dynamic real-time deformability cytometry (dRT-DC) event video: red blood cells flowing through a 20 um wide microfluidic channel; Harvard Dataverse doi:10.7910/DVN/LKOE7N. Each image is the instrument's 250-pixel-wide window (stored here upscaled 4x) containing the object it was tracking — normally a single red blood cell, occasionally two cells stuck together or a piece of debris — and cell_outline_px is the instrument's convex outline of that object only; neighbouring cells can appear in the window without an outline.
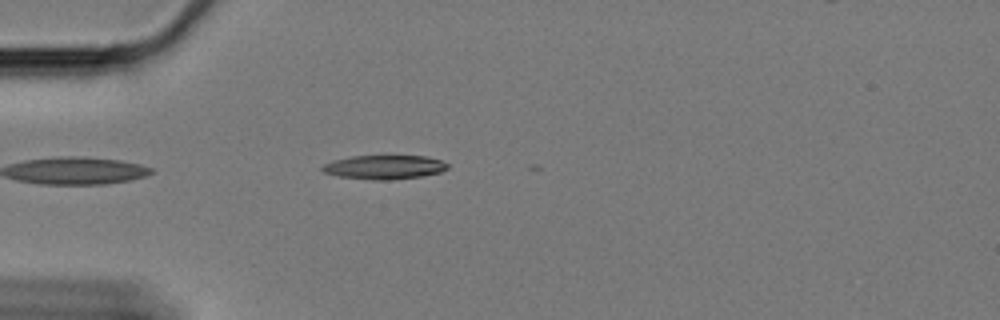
{"species": "Egyptian fruit bat (a non-hibernating species)", "species_latin": "Rousettus aegyptiacus", "temperature_condition": "cold", "stored_images_in_passage": 25, "camera_frame_rate_fps": 3000, "um_per_image_px": 0.085, "animal": {"sex": "female"}, "frame": {"image": 1, "passage_image": 1, "time_ms": 0.0, "image_size_px": [1000, 320], "cell_outline_px": [[448, 168], [440, 172], [420, 176], [388, 180], [372, 180], [340, 176], [324, 172], [320, 168], [324, 164], [332, 160], [352, 156], [424, 156], [440, 160], [448, 164]], "centroid_in_image_um": [32.64, 14.2], "position_along_channel_um": 52.4, "area_um2": 17.34}}
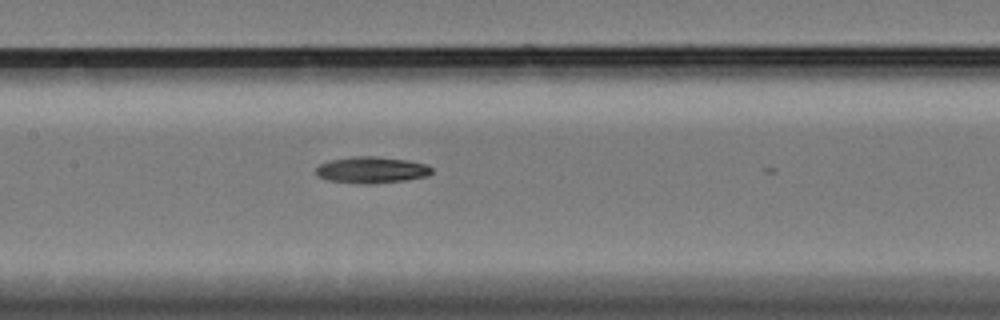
{"frame": {"image": 2, "passage_image": 13, "time_ms": 4.0, "image_size_px": [1000, 320], "cell_outline_px": [[432, 172], [428, 176], [404, 180], [372, 184], [364, 184], [328, 180], [320, 176], [316, 172], [316, 168], [320, 164], [332, 160], [352, 156], [372, 156], [408, 160], [424, 164], [432, 168]], "centroid_in_image_um": [31.6, 14.44], "position_along_channel_um": 175.8, "area_um2": 17.63}}
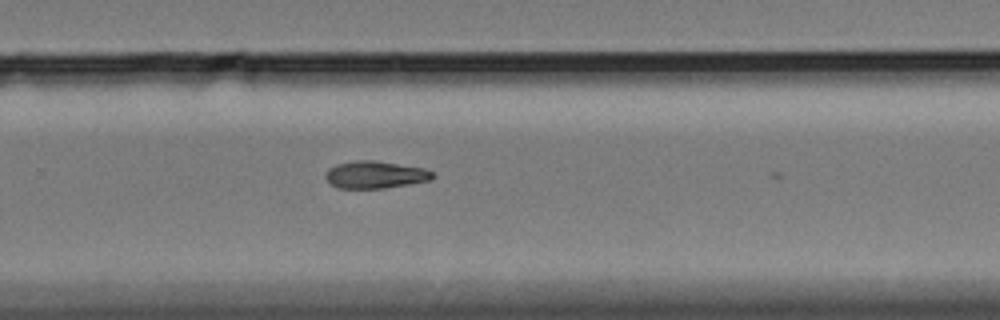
{"frame": {"image": 3, "passage_image": 24, "time_ms": 7.667, "image_size_px": [1000, 320], "cell_outline_px": [[436, 176], [432, 180], [384, 188], [336, 188], [324, 176], [328, 168], [336, 164], [356, 160], [372, 160], [424, 168], [432, 172]], "centroid_in_image_um": [31.89, 14.85], "position_along_channel_um": 297.9, "area_um2": 16.99}}